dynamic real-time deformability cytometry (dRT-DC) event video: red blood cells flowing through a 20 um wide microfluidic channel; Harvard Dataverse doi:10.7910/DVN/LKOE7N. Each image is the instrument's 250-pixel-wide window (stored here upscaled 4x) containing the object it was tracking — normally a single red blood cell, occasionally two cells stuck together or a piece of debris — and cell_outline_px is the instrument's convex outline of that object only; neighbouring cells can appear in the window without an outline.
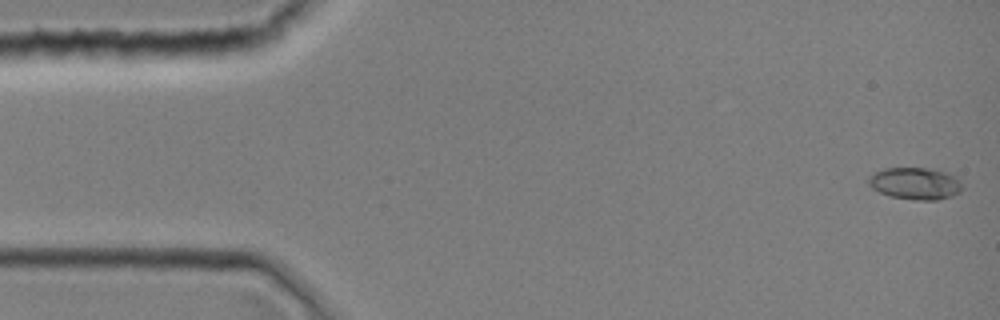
{"species": "common noctule bat (a hibernating species)", "species_latin": "Nyctalus noctula", "temperature_condition": "room temperature", "stored_images_in_passage": 3, "camera_frame_rate_fps": 3000, "um_per_image_px": 0.085, "animal": {"sex": "female", "body_mass_g": 19.0, "forearm_length_mm": 51.5}, "frame": {"image": 1, "passage_image": 1, "time_ms": 0.0, "image_size_px": [1000, 320], "cell_outline_px": [[964, 188], [960, 192], [952, 196], [936, 200], [916, 200], [892, 196], [880, 192], [872, 188], [868, 184], [868, 176], [872, 172], [884, 168], [932, 168], [956, 176], [960, 180]], "centroid_in_image_um": [77.8, 15.58], "position_along_channel_um": 7.2, "area_um2": 17.69}}